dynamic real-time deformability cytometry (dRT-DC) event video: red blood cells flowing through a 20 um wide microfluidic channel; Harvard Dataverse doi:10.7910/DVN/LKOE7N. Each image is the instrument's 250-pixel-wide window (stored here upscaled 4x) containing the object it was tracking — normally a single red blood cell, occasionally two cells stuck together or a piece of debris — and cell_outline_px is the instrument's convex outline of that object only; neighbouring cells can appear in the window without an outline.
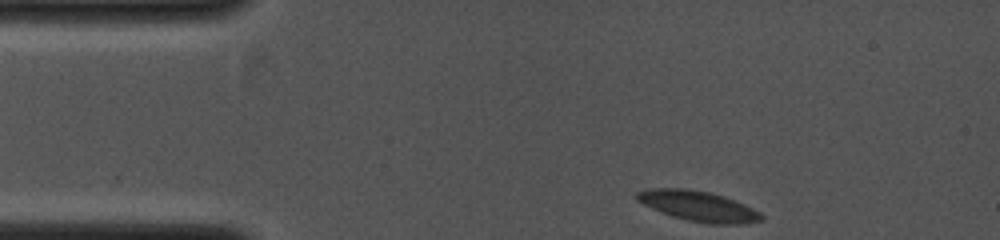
{"species": "common noctule bat (a hibernating species)", "species_latin": "Nyctalus noctula", "temperature_condition": "cold", "stored_images_in_passage": 38, "camera_frame_rate_fps": 4000, "um_per_image_px": 0.085, "animal": {"sex": "female", "body_mass_g": 19.0, "forearm_length_mm": 53.3}, "frame": {"image": 1, "passage_image": 1, "time_ms": 0.0, "image_size_px": [1000, 240], "cell_outline_px": [[764, 220], [744, 224], [708, 224], [688, 220], [672, 216], [652, 208], [636, 200], [636, 192], [648, 188], [688, 188], [708, 192], [724, 196], [736, 200], [760, 212], [764, 216]], "centroid_in_image_um": [59.38, 17.52], "position_along_channel_um": 25.6, "area_um2": 22.08}}
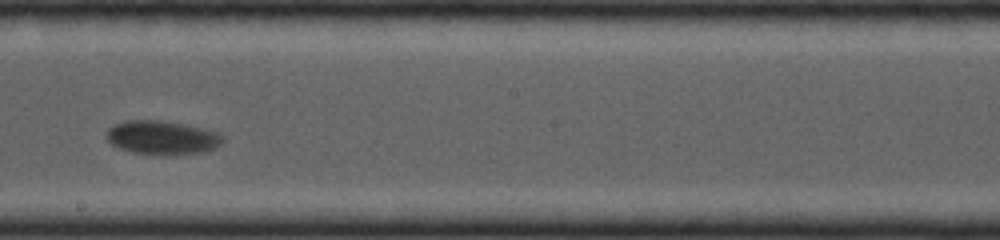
{"frame": {"image": 2, "passage_image": 20, "time_ms": 4.75, "image_size_px": [1000, 240], "cell_outline_px": [[224, 140], [216, 148], [200, 152], [136, 152], [120, 148], [112, 144], [104, 136], [108, 128], [112, 124], [124, 120], [164, 120], [184, 124], [216, 132], [224, 136]], "centroid_in_image_um": [13.73, 11.63], "position_along_channel_um": 234.5, "area_um2": 22.14}}
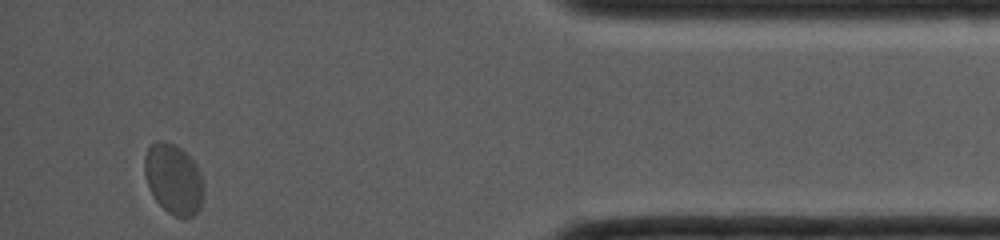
{"frame": {"image": 3, "passage_image": 36, "time_ms": 8.75, "image_size_px": [1000, 240], "cell_outline_px": [[204, 196], [200, 208], [192, 216], [176, 216], [168, 212], [156, 200], [144, 176], [144, 156], [148, 148], [156, 140], [164, 140], [180, 148], [196, 164], [200, 172], [204, 184]], "centroid_in_image_um": [14.76, 15.2], "position_along_channel_um": 420.4, "area_um2": 24.1}}